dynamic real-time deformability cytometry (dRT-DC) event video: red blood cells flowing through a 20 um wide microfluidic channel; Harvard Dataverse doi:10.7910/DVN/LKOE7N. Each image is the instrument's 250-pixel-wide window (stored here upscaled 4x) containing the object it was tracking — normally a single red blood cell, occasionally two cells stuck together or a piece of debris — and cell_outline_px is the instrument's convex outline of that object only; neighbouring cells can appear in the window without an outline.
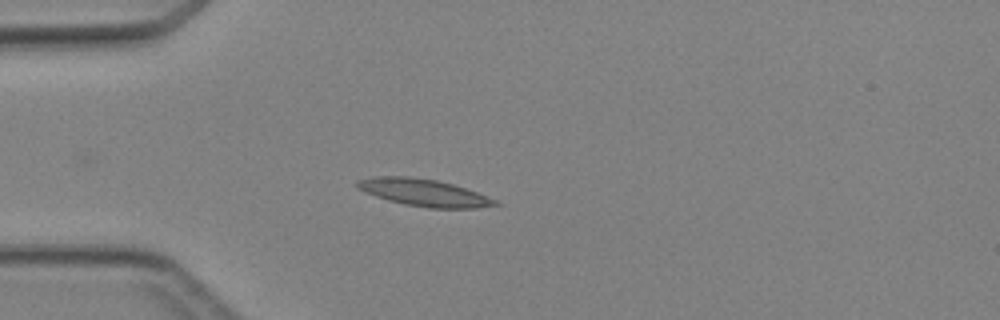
{"species": "Egyptian fruit bat (a non-hibernating species)", "species_latin": "Rousettus aegyptiacus", "temperature_condition": "cold", "stored_images_in_passage": 4, "camera_frame_rate_fps": 3000, "um_per_image_px": 0.085, "animal": {"sex": "female"}, "frame": {"image": 1, "passage_image": 3, "time_ms": 2.333, "image_size_px": [1000, 320], "cell_outline_px": [[500, 204], [476, 208], [428, 208], [404, 204], [388, 200], [376, 196], [356, 188], [356, 180], [372, 176], [408, 176], [436, 180], [452, 184], [476, 192], [496, 200]], "centroid_in_image_um": [35.97, 16.36], "position_along_channel_um": 49.0, "area_um2": 21.68}}